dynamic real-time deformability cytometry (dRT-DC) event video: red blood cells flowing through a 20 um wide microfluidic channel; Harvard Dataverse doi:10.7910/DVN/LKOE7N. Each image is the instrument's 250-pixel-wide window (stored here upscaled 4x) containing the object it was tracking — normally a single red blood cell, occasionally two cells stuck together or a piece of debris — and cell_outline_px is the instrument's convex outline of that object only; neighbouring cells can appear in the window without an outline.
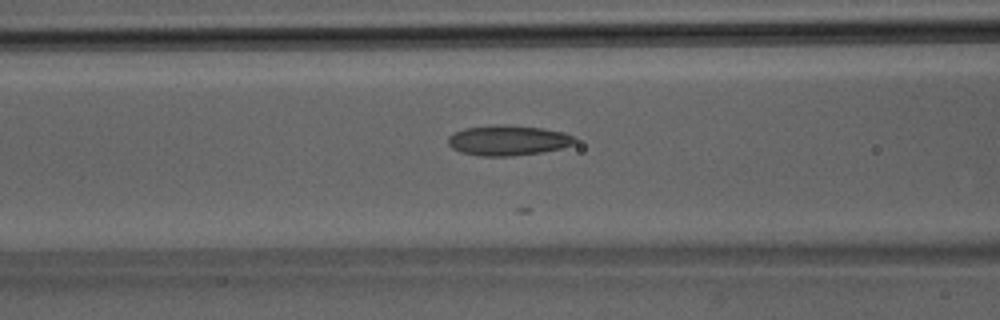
{"species": "Egyptian fruit bat (a non-hibernating species)", "species_latin": "Rousettus aegyptiacus", "temperature_condition": "room temperature", "stored_images_in_passage": 19, "camera_frame_rate_fps": 3000, "um_per_image_px": 0.085, "animal": {"sex": "male"}, "frame": {"image": 1, "passage_image": 15, "time_ms": 4.667, "image_size_px": [1000, 320], "cell_outline_px": [[576, 140], [572, 144], [560, 148], [544, 152], [512, 156], [480, 156], [460, 152], [452, 148], [448, 144], [448, 136], [464, 128], [496, 124], [544, 128], [564, 132], [572, 136]], "centroid_in_image_um": [43.16, 11.93], "position_along_channel_um": 123.4, "area_um2": 22.31}}